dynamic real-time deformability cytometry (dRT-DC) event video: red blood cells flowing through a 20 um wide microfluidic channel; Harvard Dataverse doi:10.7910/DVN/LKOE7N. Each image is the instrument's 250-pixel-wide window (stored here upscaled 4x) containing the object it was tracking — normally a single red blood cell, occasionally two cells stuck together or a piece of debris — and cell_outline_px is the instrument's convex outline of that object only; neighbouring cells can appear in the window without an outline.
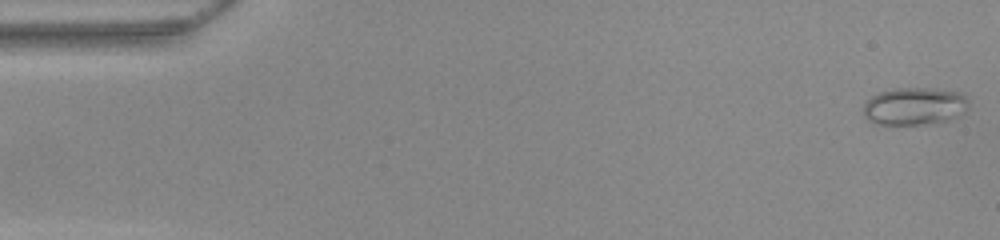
{"species": "common noctule bat (a hibernating species)", "species_latin": "Nyctalus noctula", "temperature_condition": "warm", "stored_images_in_passage": 51, "camera_frame_rate_fps": 3000, "um_per_image_px": 0.085, "animal": {"sex": "female", "body_mass_g": 22.0, "forearm_length_mm": 56.7}, "frame": {"image": 1, "passage_image": 1, "time_ms": 0.0, "image_size_px": [1000, 240], "cell_outline_px": [[968, 104], [964, 112], [948, 120], [916, 124], [876, 124], [868, 120], [864, 116], [864, 104], [872, 96], [880, 92], [892, 88], [928, 88], [960, 92], [968, 100]], "centroid_in_image_um": [77.7, 9.01], "position_along_channel_um": 7.3, "area_um2": 22.77}}
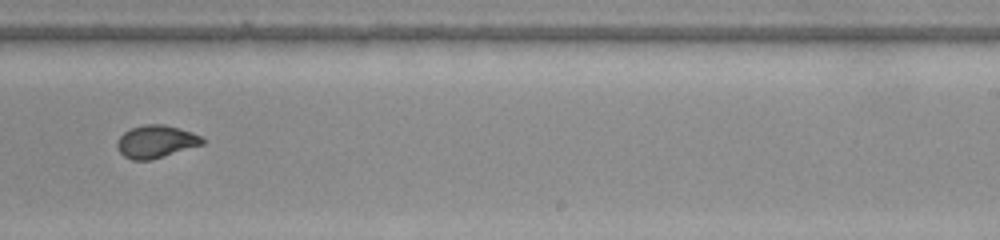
{"frame": {"image": 2, "passage_image": 32, "time_ms": 10.333, "image_size_px": [1000, 240], "cell_outline_px": [[204, 144], [152, 160], [132, 160], [124, 156], [116, 148], [116, 144], [120, 136], [124, 132], [132, 128], [144, 124], [164, 124], [192, 132], [200, 136], [204, 140]], "centroid_in_image_um": [13.24, 12.04], "position_along_channel_um": 275.8, "area_um2": 16.24}}
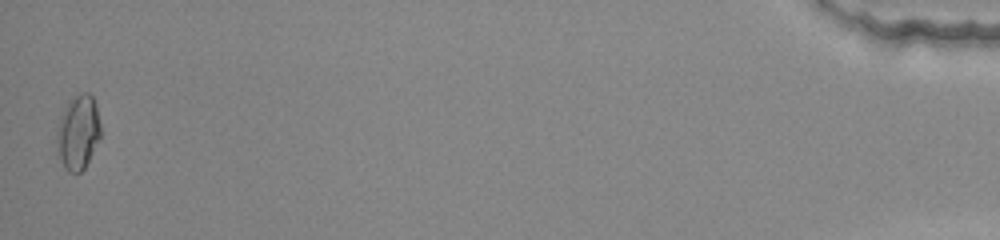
{"frame": {"image": 3, "passage_image": 51, "time_ms": 16.667, "image_size_px": [1000, 240], "cell_outline_px": [[100, 136], [84, 168], [80, 172], [68, 172], [64, 168], [60, 160], [56, 136], [56, 132], [60, 116], [68, 100], [80, 92], [88, 92], [92, 96], [96, 104], [100, 124]], "centroid_in_image_um": [6.62, 11.2], "position_along_channel_um": 428.6, "area_um2": 18.96}, "authors_computed_cell_mechanics": {"area_um2": 16.5886, "velocity_mm_per_s": 3.9497, "shape_relaxation_time_tau1_ms": 10.1162, "shape_relaxation_time_tau2_ms": null, "deformation_change_tau1": 0.231, "deformation_change_tau2": null}}